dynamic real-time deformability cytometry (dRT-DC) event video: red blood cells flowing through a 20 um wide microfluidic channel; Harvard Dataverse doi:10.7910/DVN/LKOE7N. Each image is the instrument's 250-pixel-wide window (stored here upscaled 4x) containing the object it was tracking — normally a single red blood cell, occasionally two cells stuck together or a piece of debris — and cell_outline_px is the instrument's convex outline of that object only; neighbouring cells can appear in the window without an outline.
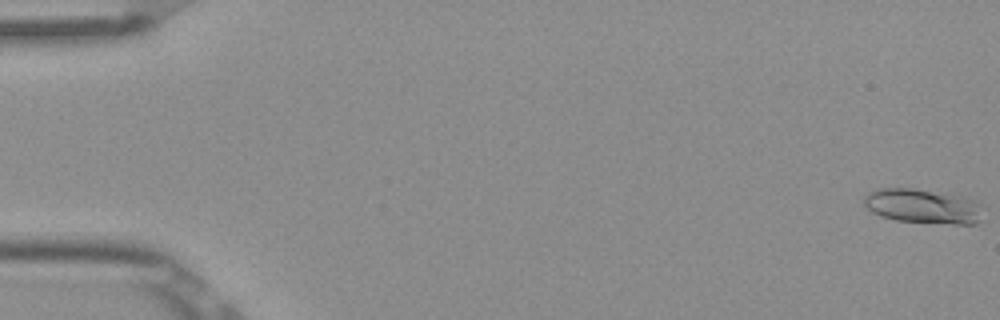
{"species": "Egyptian fruit bat (a non-hibernating species)", "species_latin": "Rousettus aegyptiacus", "temperature_condition": "room temperature", "stored_images_in_passage": 53, "camera_frame_rate_fps": 3000, "um_per_image_px": 0.085, "frame": {"image": 1, "passage_image": 1, "time_ms": 0.0, "image_size_px": [1000, 320], "cell_outline_px": [[980, 220], [976, 224], [952, 224], [896, 220], [880, 216], [872, 212], [864, 204], [864, 196], [868, 192], [876, 188], [912, 188], [964, 196], [976, 200], [980, 204]], "centroid_in_image_um": [78.43, 17.52], "position_along_channel_um": 6.6, "area_um2": 24.04}}
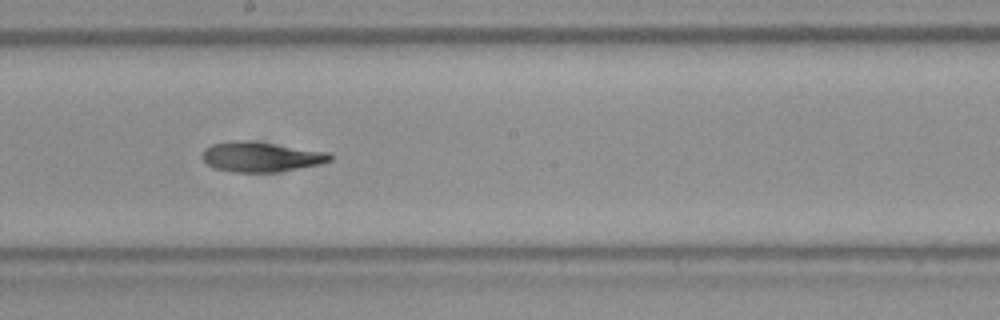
{"frame": {"image": 2, "passage_image": 30, "time_ms": 9.667, "image_size_px": [1000, 320], "cell_outline_px": [[332, 160], [320, 164], [300, 168], [276, 172], [236, 172], [216, 168], [208, 164], [200, 156], [204, 148], [212, 144], [244, 140], [332, 152]], "centroid_in_image_um": [22.21, 13.33], "position_along_channel_um": 226.0, "area_um2": 22.14}}
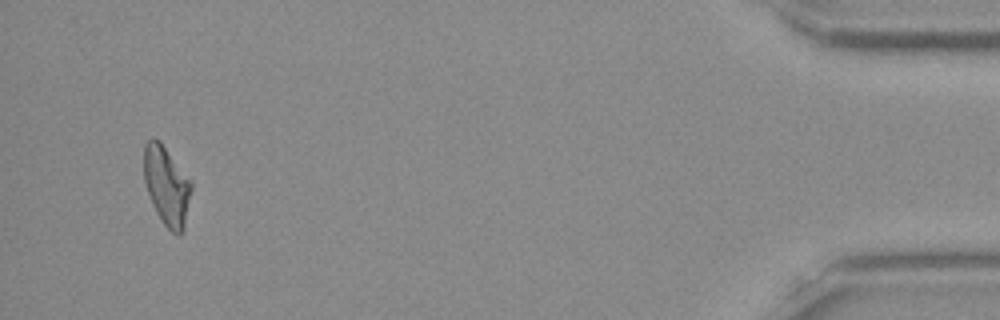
{"frame": {"image": 3, "passage_image": 51, "time_ms": 16.667, "image_size_px": [1000, 320], "cell_outline_px": [[192, 188], [184, 228], [180, 236], [176, 236], [164, 224], [156, 212], [152, 204], [144, 180], [144, 144], [148, 140], [160, 140], [192, 180]], "centroid_in_image_um": [14.19, 15.79], "position_along_channel_um": 421.0, "area_um2": 21.96}, "authors_computed_cell_mechanics": {"area_um2": 21.9062, "velocity_mm_per_s": 3.881, "shape_relaxation_time_tau1_ms": 5.52, "shape_relaxation_time_tau2_ms": 2.6875, "deformation_change_tau1": 0.1678, "deformation_change_tau2": 0.1097}}